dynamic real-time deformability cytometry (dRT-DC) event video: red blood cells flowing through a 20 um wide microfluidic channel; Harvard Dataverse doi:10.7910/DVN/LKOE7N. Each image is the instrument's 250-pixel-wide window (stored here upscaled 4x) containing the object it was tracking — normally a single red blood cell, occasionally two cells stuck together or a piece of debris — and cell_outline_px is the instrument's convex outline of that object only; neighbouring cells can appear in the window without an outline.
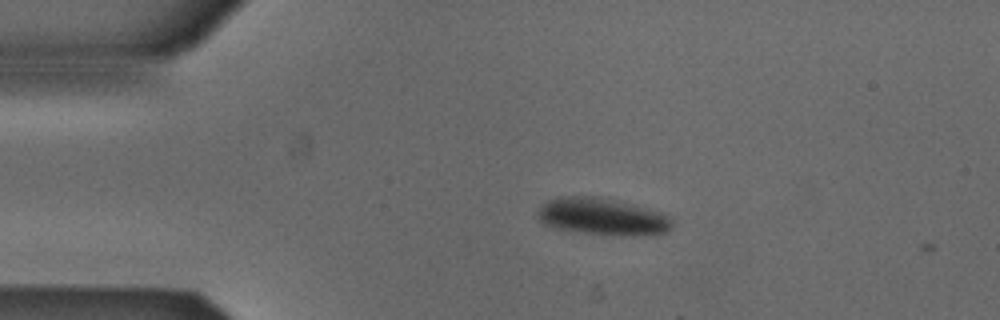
{"species": "Egyptian fruit bat (a non-hibernating species)", "species_latin": "Rousettus aegyptiacus", "temperature_condition": "cold", "stored_images_in_passage": 3, "camera_frame_rate_fps": 3000, "um_per_image_px": 0.085, "animal": {"sex": "male"}, "frame": {"image": 1, "passage_image": 2, "time_ms": 0.333, "image_size_px": [1000, 320], "cell_outline_px": [[672, 228], [664, 232], [632, 236], [620, 236], [584, 232], [552, 228], [544, 224], [536, 216], [536, 212], [544, 200], [556, 196], [592, 196], [660, 212], [668, 216], [672, 220]], "centroid_in_image_um": [51.09, 18.42], "position_along_channel_um": 33.9, "area_um2": 28.73}}